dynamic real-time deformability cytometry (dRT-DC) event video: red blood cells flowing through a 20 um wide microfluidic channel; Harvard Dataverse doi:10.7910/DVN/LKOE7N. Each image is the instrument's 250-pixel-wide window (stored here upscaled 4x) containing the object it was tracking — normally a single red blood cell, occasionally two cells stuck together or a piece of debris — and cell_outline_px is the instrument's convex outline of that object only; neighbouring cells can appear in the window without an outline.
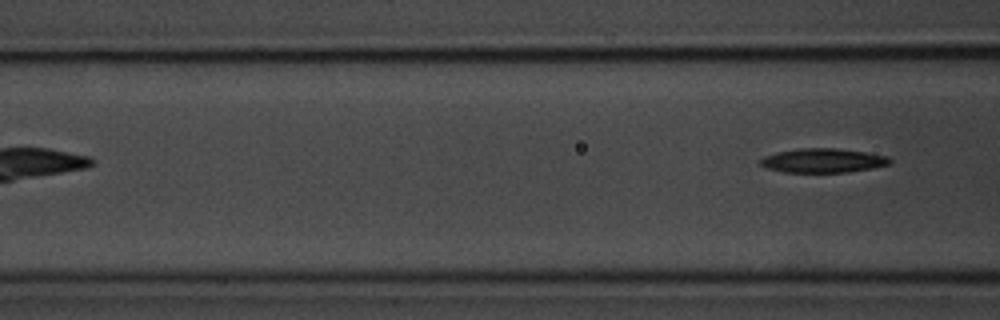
{"species": "common noctule bat (a hibernating species)", "species_latin": "Nyctalus noctula", "temperature_condition": "room temperature", "stored_images_in_passage": 6, "camera_frame_rate_fps": 3000, "um_per_image_px": 0.085, "animal": {"sex": "male", "body_mass_g": 20.1, "forearm_length_mm": 53.5}, "frame": {"image": 1, "passage_image": 6, "time_ms": 5.667, "image_size_px": [1000, 320], "cell_outline_px": [[892, 164], [872, 168], [848, 172], [784, 172], [768, 168], [760, 164], [760, 160], [764, 156], [776, 152], [800, 148], [836, 148], [864, 152], [888, 156], [892, 160]], "centroid_in_image_um": [69.98, 13.64], "position_along_channel_um": 96.6, "area_um2": 18.21}}